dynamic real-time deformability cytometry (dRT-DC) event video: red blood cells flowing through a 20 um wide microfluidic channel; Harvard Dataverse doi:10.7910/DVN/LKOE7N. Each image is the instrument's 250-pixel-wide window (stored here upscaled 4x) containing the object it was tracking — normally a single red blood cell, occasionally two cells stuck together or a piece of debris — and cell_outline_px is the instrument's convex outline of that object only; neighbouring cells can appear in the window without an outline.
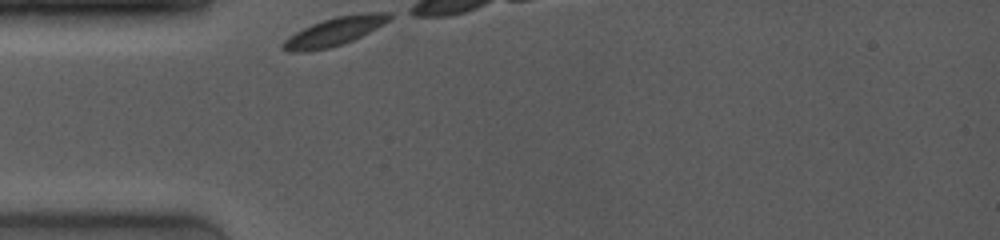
{"species": "common noctule bat (a hibernating species)", "species_latin": "Nyctalus noctula", "temperature_condition": "room temperature", "stored_images_in_passage": 5, "camera_frame_rate_fps": 4000, "um_per_image_px": 0.085, "animal": {"sex": "female", "body_mass_g": 19.0, "forearm_length_mm": 53.3}, "frame": {"image": 1, "passage_image": 1, "time_ms": 0.0, "image_size_px": [1000, 240], "cell_outline_px": [[392, 16], [388, 20], [376, 28], [352, 40], [328, 48], [304, 52], [288, 52], [280, 48], [280, 44], [284, 40], [296, 32], [312, 24], [336, 16], [364, 12], [392, 12]], "centroid_in_image_um": [28.39, 2.68], "position_along_channel_um": 56.6, "area_um2": 17.4}}